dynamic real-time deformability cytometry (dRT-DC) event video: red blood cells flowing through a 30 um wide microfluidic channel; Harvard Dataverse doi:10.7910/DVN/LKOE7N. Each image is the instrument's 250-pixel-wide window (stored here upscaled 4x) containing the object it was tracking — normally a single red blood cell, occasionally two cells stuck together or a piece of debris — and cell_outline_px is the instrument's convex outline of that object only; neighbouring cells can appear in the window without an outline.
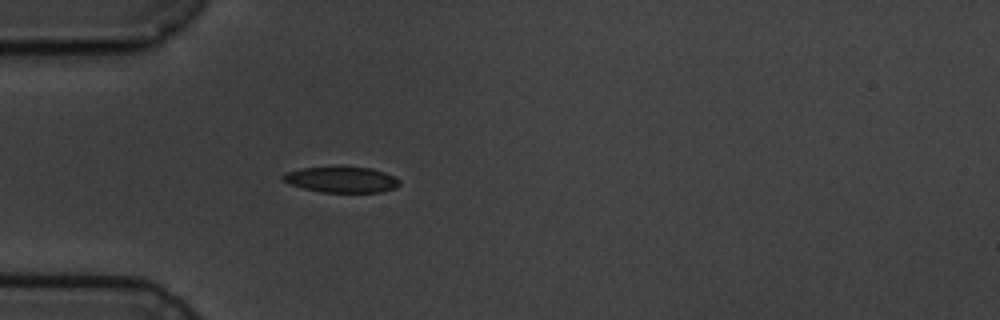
{"species": "common noctule bat (a hibernating species)", "species_latin": "Nyctalus noctula", "temperature_condition": "cold", "stored_images_in_passage": 5, "camera_frame_rate_fps": 3000, "um_per_image_px": 0.085, "animal": {"sex": "male", "body_mass_g": 19.5, "forearm_length_mm": 54.6}, "frame": {"image": 1, "passage_image": 5, "time_ms": 4.333, "image_size_px": [1000, 320], "cell_outline_px": [[400, 184], [396, 188], [380, 192], [320, 192], [304, 188], [292, 184], [284, 180], [280, 176], [284, 172], [300, 168], [372, 168], [396, 176], [400, 180]], "centroid_in_image_um": [29.06, 15.28], "position_along_channel_um": 55.9, "area_um2": 17.28}}